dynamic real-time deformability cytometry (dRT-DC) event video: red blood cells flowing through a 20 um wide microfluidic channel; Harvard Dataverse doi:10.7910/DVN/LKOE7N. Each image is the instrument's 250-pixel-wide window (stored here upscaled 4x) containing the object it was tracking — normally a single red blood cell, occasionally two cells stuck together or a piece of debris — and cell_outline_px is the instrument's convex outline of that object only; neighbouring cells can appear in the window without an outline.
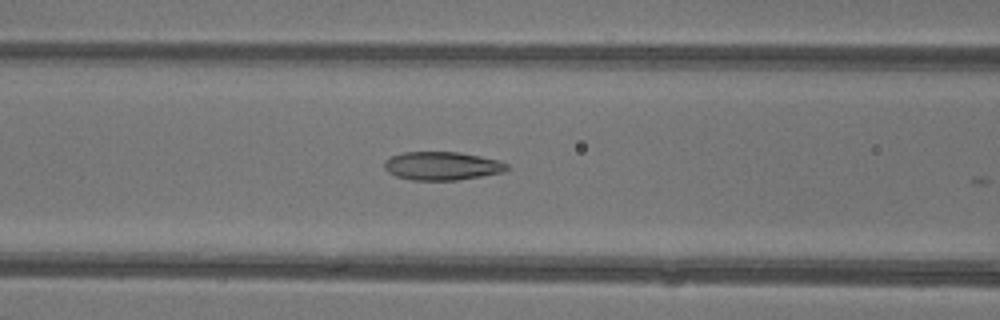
{"species": "common noctule bat (a hibernating species)", "species_latin": "Nyctalus noctula", "temperature_condition": "warm", "stored_images_in_passage": 9, "camera_frame_rate_fps": 3000, "um_per_image_px": 0.085, "animal": {"sex": "female"}, "frame": {"image": 1, "passage_image": 6, "time_ms": 1.667, "image_size_px": [1000, 320], "cell_outline_px": [[508, 168], [504, 172], [456, 180], [412, 180], [396, 176], [388, 172], [384, 168], [384, 160], [392, 156], [404, 152], [460, 152], [480, 156], [496, 160], [508, 164]], "centroid_in_image_um": [37.54, 14.1], "position_along_channel_um": 129.1, "area_um2": 20.17}}